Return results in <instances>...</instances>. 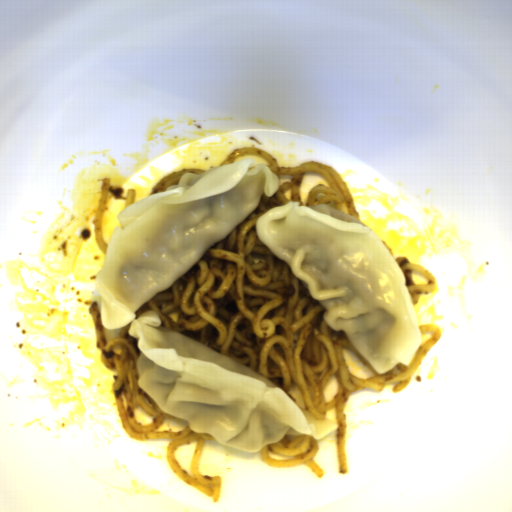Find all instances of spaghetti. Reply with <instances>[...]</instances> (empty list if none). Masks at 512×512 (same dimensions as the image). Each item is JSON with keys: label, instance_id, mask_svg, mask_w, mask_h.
<instances>
[{"label": "spaghetti", "instance_id": "obj_4", "mask_svg": "<svg viewBox=\"0 0 512 512\" xmlns=\"http://www.w3.org/2000/svg\"><path fill=\"white\" fill-rule=\"evenodd\" d=\"M400 269L407 295L412 307L418 305L421 295L434 292L437 282L434 276L422 265L410 262L407 256H395L387 240H380Z\"/></svg>", "mask_w": 512, "mask_h": 512}, {"label": "spaghetti", "instance_id": "obj_2", "mask_svg": "<svg viewBox=\"0 0 512 512\" xmlns=\"http://www.w3.org/2000/svg\"><path fill=\"white\" fill-rule=\"evenodd\" d=\"M89 314L94 323L96 347L99 358L107 369H115L112 379L114 401L119 413L122 426L133 440L170 439L166 449V460L169 469L181 480L197 488L214 502L219 501L220 476L202 474L199 466L206 440H216L207 432H195L188 424L180 432H155L164 418H177L163 411L151 399L143 388L138 387L139 375L137 370L138 357L141 350L138 341L129 334L131 323L121 327L120 333L107 339L106 327L101 322L102 310L96 300L89 306ZM141 407L154 417L148 425H141L134 417L136 407ZM191 468L192 476L184 472L176 463L175 455L180 445L195 442Z\"/></svg>", "mask_w": 512, "mask_h": 512}, {"label": "spaghetti", "instance_id": "obj_5", "mask_svg": "<svg viewBox=\"0 0 512 512\" xmlns=\"http://www.w3.org/2000/svg\"><path fill=\"white\" fill-rule=\"evenodd\" d=\"M111 189V178H103L99 187L97 205L93 221L95 241L106 258L109 247L103 238L102 222L106 210V205Z\"/></svg>", "mask_w": 512, "mask_h": 512}, {"label": "spaghetti", "instance_id": "obj_6", "mask_svg": "<svg viewBox=\"0 0 512 512\" xmlns=\"http://www.w3.org/2000/svg\"><path fill=\"white\" fill-rule=\"evenodd\" d=\"M205 171L202 168H181L169 174H166L162 179H160L155 186L153 187L150 195L161 194L166 192L171 185L180 184L182 178L185 174H202Z\"/></svg>", "mask_w": 512, "mask_h": 512}, {"label": "spaghetti", "instance_id": "obj_7", "mask_svg": "<svg viewBox=\"0 0 512 512\" xmlns=\"http://www.w3.org/2000/svg\"><path fill=\"white\" fill-rule=\"evenodd\" d=\"M135 197H136V190H134L133 188H128L126 197H125L123 210L125 208H127L128 206L135 204Z\"/></svg>", "mask_w": 512, "mask_h": 512}, {"label": "spaghetti", "instance_id": "obj_1", "mask_svg": "<svg viewBox=\"0 0 512 512\" xmlns=\"http://www.w3.org/2000/svg\"><path fill=\"white\" fill-rule=\"evenodd\" d=\"M241 156L265 160L279 181L272 196H261L255 208L165 290L156 292L134 311L135 319L156 310L160 326L191 338L281 388L294 404L316 420L335 410L338 467L347 474L345 408L353 391L392 392L408 386L428 352L439 342L437 324L417 326L432 333L418 345L409 364L397 363L378 372L344 330L326 322L328 309L311 296L308 285L290 265L259 239L257 219L273 207L299 202L305 173H317L328 186L309 192L305 206H329L360 220L351 193L337 170L323 162L306 161L282 167L273 155L256 147L239 148L218 165H232ZM342 347L352 350L372 372L370 378L349 374ZM338 379L336 396L327 404L322 389Z\"/></svg>", "mask_w": 512, "mask_h": 512}, {"label": "spaghetti", "instance_id": "obj_3", "mask_svg": "<svg viewBox=\"0 0 512 512\" xmlns=\"http://www.w3.org/2000/svg\"><path fill=\"white\" fill-rule=\"evenodd\" d=\"M320 440L308 434L285 435L277 442L260 449L259 456L269 467H292L305 465L317 478L324 472L315 461Z\"/></svg>", "mask_w": 512, "mask_h": 512}]
</instances>
